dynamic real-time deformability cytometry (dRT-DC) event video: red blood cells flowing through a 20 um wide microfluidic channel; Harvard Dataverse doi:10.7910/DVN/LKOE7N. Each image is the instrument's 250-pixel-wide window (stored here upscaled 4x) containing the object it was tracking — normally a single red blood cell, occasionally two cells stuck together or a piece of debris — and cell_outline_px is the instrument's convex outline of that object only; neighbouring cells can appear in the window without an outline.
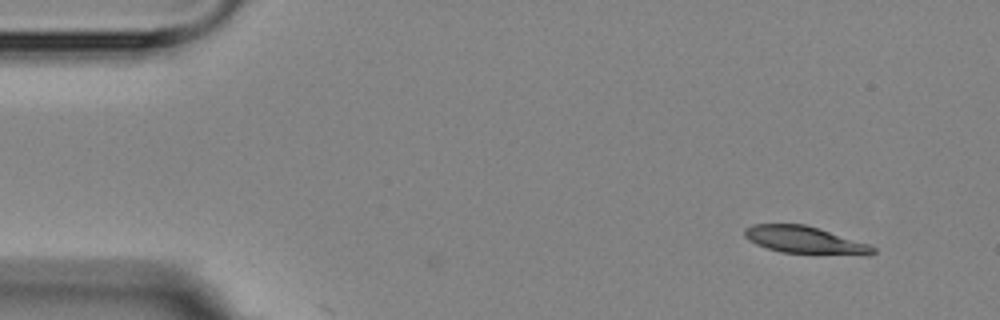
{"species": "Egyptian fruit bat (a non-hibernating species)", "species_latin": "Rousettus aegyptiacus", "temperature_condition": "room temperature", "stored_images_in_passage": 4, "camera_frame_rate_fps": 3000, "um_per_image_px": 0.085, "animal": {"sex": "female"}, "frame": {"image": 1, "passage_image": 1, "time_ms": 0.0, "image_size_px": [1000, 320], "cell_outline_px": [[876, 252], [868, 256], [780, 252], [756, 244], [748, 240], [744, 236], [744, 228], [752, 224], [804, 224], [868, 244], [876, 248]], "centroid_in_image_um": [68.41, 20.42], "position_along_channel_um": 16.6, "area_um2": 20.4}}